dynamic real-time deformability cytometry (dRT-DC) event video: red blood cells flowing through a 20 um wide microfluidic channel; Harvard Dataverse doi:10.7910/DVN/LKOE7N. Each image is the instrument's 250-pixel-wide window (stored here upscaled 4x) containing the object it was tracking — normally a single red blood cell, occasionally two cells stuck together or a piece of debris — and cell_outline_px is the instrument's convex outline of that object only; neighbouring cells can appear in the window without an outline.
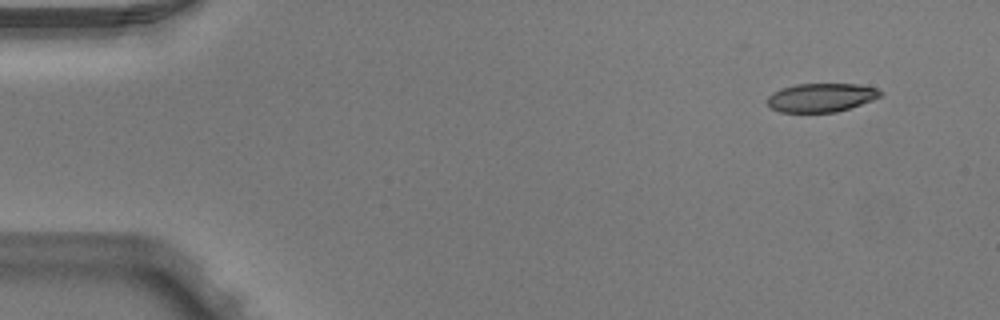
{"species": "Egyptian fruit bat (a non-hibernating species)", "species_latin": "Rousettus aegyptiacus", "temperature_condition": "warm", "stored_images_in_passage": 5, "camera_frame_rate_fps": 3000, "um_per_image_px": 0.085, "animal": {"sex": "male"}, "frame": {"image": 1, "passage_image": 1, "time_ms": 0.0, "image_size_px": [1000, 320], "cell_outline_px": [[884, 92], [880, 96], [872, 100], [836, 112], [780, 112], [772, 108], [768, 104], [768, 96], [772, 92], [780, 88], [796, 84], [856, 84], [876, 88]], "centroid_in_image_um": [69.78, 8.28], "position_along_channel_um": 15.2, "area_um2": 18.79}}
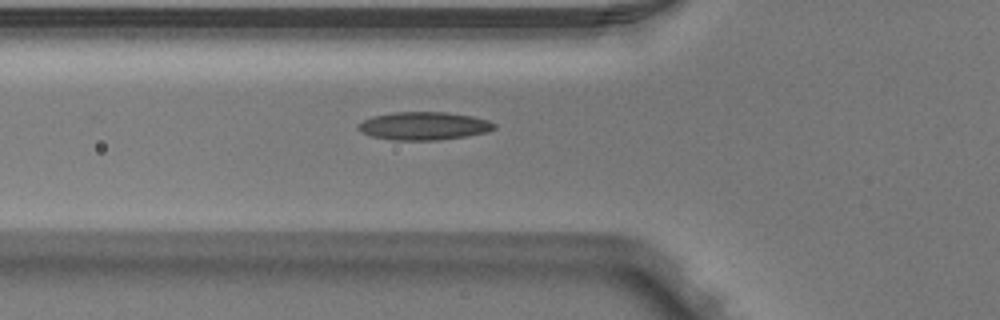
{"frame": {"image": 2, "passage_image": 5, "time_ms": 1.333, "image_size_px": [1000, 320], "cell_outline_px": [[496, 128], [488, 132], [464, 136], [436, 140], [392, 140], [372, 136], [360, 132], [356, 128], [356, 124], [372, 116], [392, 112], [448, 112], [472, 116], [488, 120], [496, 124]], "centroid_in_image_um": [36.0, 10.7], "position_along_channel_um": 89.8, "area_um2": 22.37}}